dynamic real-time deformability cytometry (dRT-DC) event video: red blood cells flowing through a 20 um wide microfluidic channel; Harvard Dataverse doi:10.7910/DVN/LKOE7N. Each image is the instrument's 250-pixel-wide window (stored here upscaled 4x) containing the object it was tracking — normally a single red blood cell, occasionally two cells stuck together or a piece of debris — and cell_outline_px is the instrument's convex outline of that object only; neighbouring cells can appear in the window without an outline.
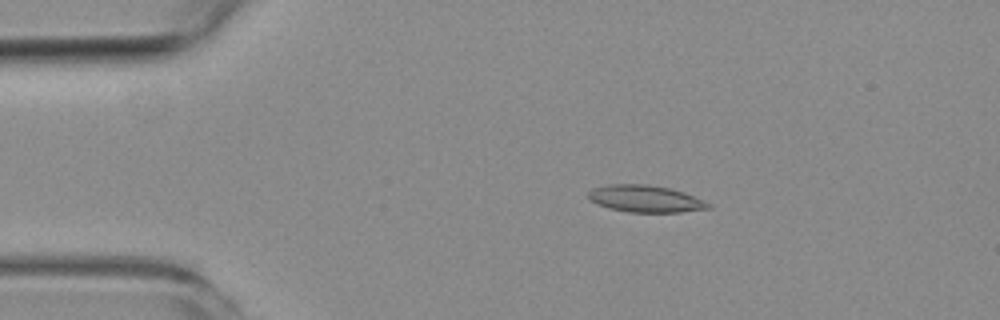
{"species": "common noctule bat (a hibernating species)", "species_latin": "Nyctalus noctula", "temperature_condition": "room temperature", "stored_images_in_passage": 7, "camera_frame_rate_fps": 3000, "um_per_image_px": 0.085, "animal": {"sex": "female", "body_mass_g": 19.3, "forearm_length_mm": 54.1}, "frame": {"image": 1, "passage_image": 3, "time_ms": 2.0, "image_size_px": [1000, 320], "cell_outline_px": [[712, 208], [680, 212], [628, 212], [608, 208], [596, 204], [588, 196], [588, 192], [592, 188], [608, 184], [644, 184], [672, 188], [684, 192], [712, 204]], "centroid_in_image_um": [54.86, 16.89], "position_along_channel_um": 30.1, "area_um2": 18.96}}
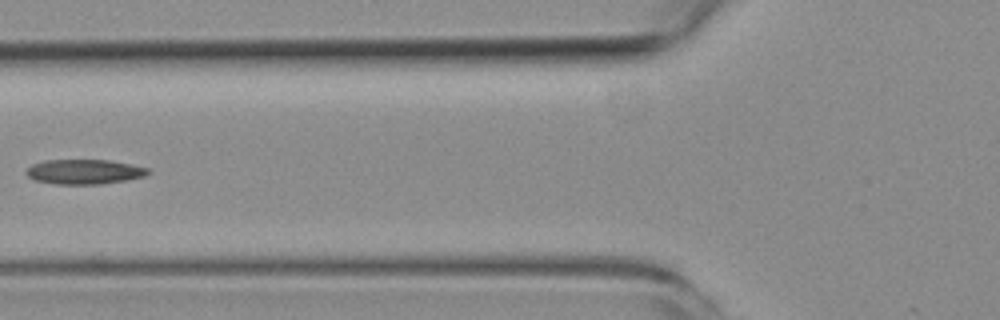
{"frame": {"image": 2, "passage_image": 6, "time_ms": 5.667, "image_size_px": [1000, 320], "cell_outline_px": [[152, 172], [148, 176], [128, 180], [104, 184], [56, 184], [32, 180], [24, 172], [32, 164], [44, 160], [108, 160], [132, 164], [148, 168]], "centroid_in_image_um": [7.2, 14.6], "position_along_channel_um": 118.6, "area_um2": 17.92}}
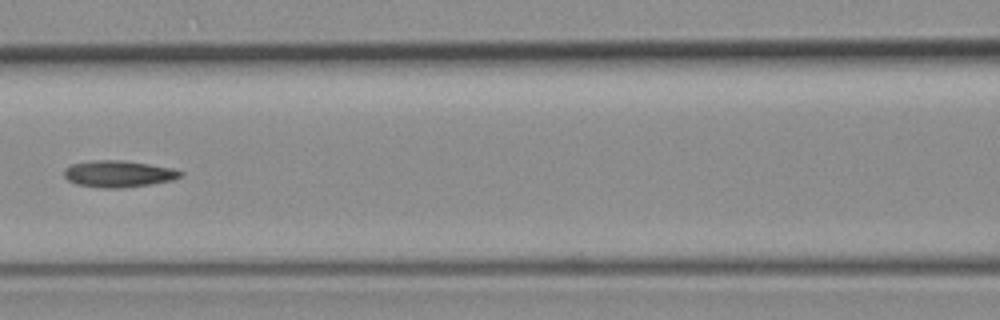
{"frame": {"image": 3, "passage_image": 7, "time_ms": 6.667, "image_size_px": [1000, 320], "cell_outline_px": [[184, 172], [180, 176], [172, 180], [148, 184], [120, 188], [104, 188], [76, 184], [68, 180], [64, 176], [64, 168], [72, 164], [92, 160], [120, 160], [148, 164], [172, 168]], "centroid_in_image_um": [10.03, 14.77], "position_along_channel_um": 156.6, "area_um2": 17.86}}